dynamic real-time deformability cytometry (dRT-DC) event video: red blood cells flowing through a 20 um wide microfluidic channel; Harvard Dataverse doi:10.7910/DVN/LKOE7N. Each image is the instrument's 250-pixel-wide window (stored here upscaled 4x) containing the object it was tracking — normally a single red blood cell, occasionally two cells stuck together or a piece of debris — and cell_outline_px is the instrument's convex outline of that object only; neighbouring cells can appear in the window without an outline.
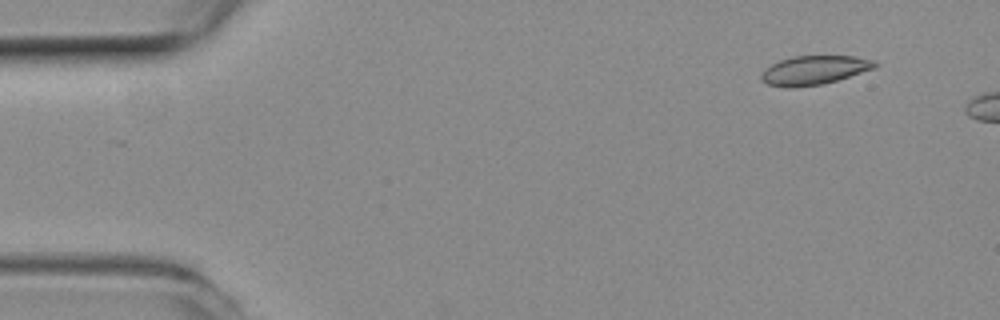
{"species": "common noctule bat (a hibernating species)", "species_latin": "Nyctalus noctula", "temperature_condition": "room temperature", "stored_images_in_passage": 3, "camera_frame_rate_fps": 3000, "um_per_image_px": 0.085, "animal": {"sex": "female", "body_mass_g": 19.3, "forearm_length_mm": 54.1}, "frame": {"image": 1, "passage_image": 1, "time_ms": 0.0, "image_size_px": [1000, 320], "cell_outline_px": [[880, 64], [876, 68], [836, 80], [820, 84], [792, 88], [788, 88], [768, 84], [760, 80], [760, 76], [764, 68], [780, 60], [792, 56], [852, 56], [876, 60]], "centroid_in_image_um": [69.21, 5.96], "position_along_channel_um": 15.8, "area_um2": 19.25}}